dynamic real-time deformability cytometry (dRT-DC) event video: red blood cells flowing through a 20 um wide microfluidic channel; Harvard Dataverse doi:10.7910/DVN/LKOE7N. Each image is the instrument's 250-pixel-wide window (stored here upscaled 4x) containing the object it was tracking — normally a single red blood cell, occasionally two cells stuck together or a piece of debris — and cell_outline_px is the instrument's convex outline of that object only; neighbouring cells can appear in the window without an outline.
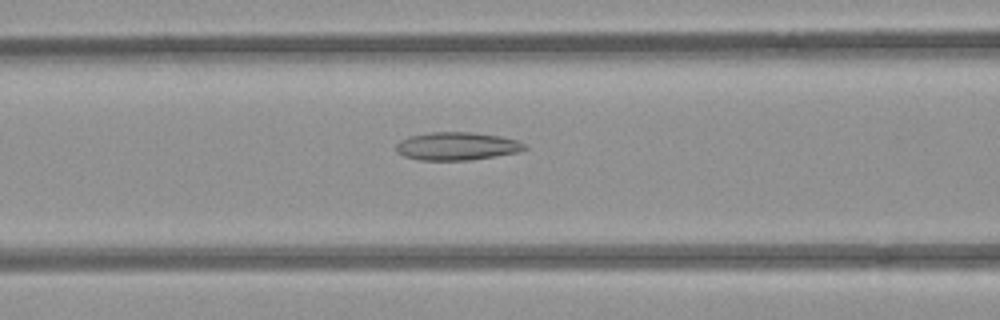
{"species": "common noctule bat (a hibernating species)", "species_latin": "Nyctalus noctula", "temperature_condition": "room temperature", "stored_images_in_passage": 40, "camera_frame_rate_fps": 3000, "um_per_image_px": 0.085, "animal": {"sex": "female", "body_mass_g": 21.9}, "frame": {"image": 1, "passage_image": 13, "time_ms": 4.0, "image_size_px": [1000, 320], "cell_outline_px": [[528, 148], [520, 152], [496, 156], [468, 160], [420, 160], [404, 156], [396, 152], [396, 144], [400, 140], [408, 136], [432, 132], [468, 132], [500, 136], [516, 140], [528, 144]], "centroid_in_image_um": [38.85, 12.42], "position_along_channel_um": 127.7, "area_um2": 21.1}}
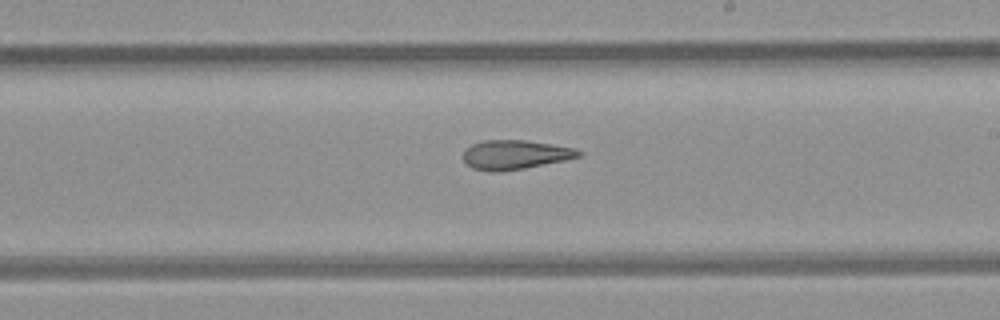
{"frame": {"image": 2, "passage_image": 22, "time_ms": 7.0, "image_size_px": [1000, 320], "cell_outline_px": [[584, 152], [580, 156], [564, 160], [524, 168], [496, 172], [492, 172], [472, 168], [464, 160], [464, 148], [472, 144], [484, 140], [524, 140], [552, 144], [576, 148]], "centroid_in_image_um": [43.78, 13.14], "position_along_channel_um": 245.2, "area_um2": 19.59}}
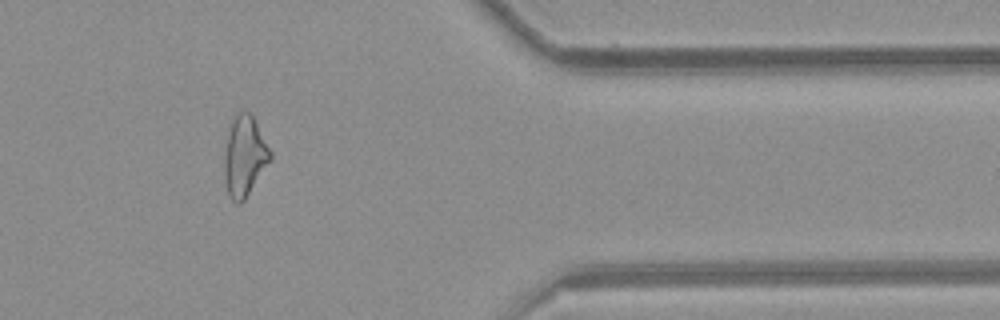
{"frame": {"image": 3, "passage_image": 35, "time_ms": 11.333, "image_size_px": [1000, 320], "cell_outline_px": [[272, 160], [244, 200], [240, 204], [236, 204], [228, 196], [224, 180], [224, 152], [228, 132], [232, 120], [236, 112], [248, 112], [252, 116], [272, 152]], "centroid_in_image_um": [20.78, 13.32], "position_along_channel_um": 390.6, "area_um2": 21.68}, "authors_computed_cell_mechanics": {"area_um2": 20.7791, "velocity_mm_per_s": 3.9103, "shape_relaxation_time_tau1_ms": null, "shape_relaxation_time_tau2_ms": 5.0494, "deformation_change_tau1": null, "deformation_change_tau2": 0.1745}}